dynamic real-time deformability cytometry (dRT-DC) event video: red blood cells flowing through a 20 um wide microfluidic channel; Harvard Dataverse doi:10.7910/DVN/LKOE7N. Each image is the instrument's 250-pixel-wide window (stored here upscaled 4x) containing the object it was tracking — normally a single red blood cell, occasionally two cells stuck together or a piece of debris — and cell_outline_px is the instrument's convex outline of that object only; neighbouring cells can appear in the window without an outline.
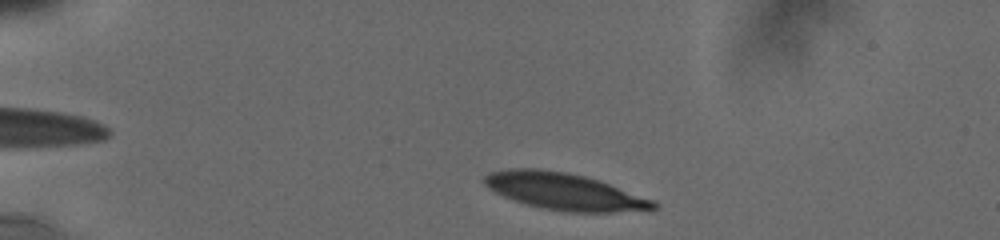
{"species": "human", "species_latin": "Homo sapiens", "temperature_condition": "cold", "stored_images_in_passage": 21, "camera_frame_rate_fps": 3000, "um_per_image_px": 0.085, "donor": {"sex": "male"}, "frame": {"image": 1, "passage_image": 3, "time_ms": 0.667, "image_size_px": [1000, 240], "cell_outline_px": [[656, 208], [612, 212], [568, 212], [540, 208], [524, 204], [504, 196], [488, 188], [484, 184], [484, 176], [492, 172], [512, 168], [536, 168], [564, 172], [584, 176], [608, 184], [652, 200], [656, 204]], "centroid_in_image_um": [47.88, 16.27], "position_along_channel_um": 37.1, "area_um2": 35.55}}
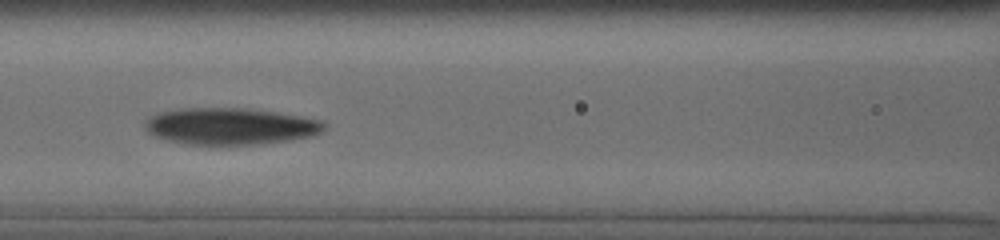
{"frame": {"image": 2, "passage_image": 16, "time_ms": 5.333, "image_size_px": [1000, 240], "cell_outline_px": [[324, 128], [316, 136], [292, 140], [260, 144], [184, 144], [164, 140], [148, 132], [144, 124], [148, 116], [160, 112], [180, 108], [248, 108], [300, 116], [320, 120], [324, 124]], "centroid_in_image_um": [19.56, 10.73], "position_along_channel_um": 147.0, "area_um2": 38.44}}
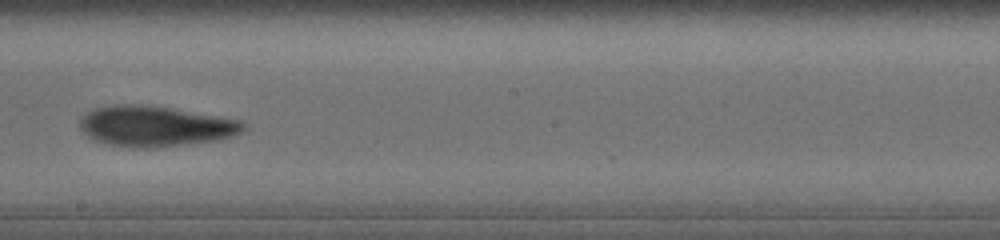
{"frame": {"image": 3, "passage_image": 20, "time_ms": 7.667, "image_size_px": [1000, 240], "cell_outline_px": [[248, 124], [240, 132], [232, 136], [216, 140], [156, 148], [144, 148], [108, 144], [96, 140], [88, 136], [80, 128], [80, 120], [88, 112], [96, 108], [112, 104], [148, 104], [240, 120]], "centroid_in_image_um": [13.2, 10.72], "position_along_channel_um": 235.0, "area_um2": 38.38}}